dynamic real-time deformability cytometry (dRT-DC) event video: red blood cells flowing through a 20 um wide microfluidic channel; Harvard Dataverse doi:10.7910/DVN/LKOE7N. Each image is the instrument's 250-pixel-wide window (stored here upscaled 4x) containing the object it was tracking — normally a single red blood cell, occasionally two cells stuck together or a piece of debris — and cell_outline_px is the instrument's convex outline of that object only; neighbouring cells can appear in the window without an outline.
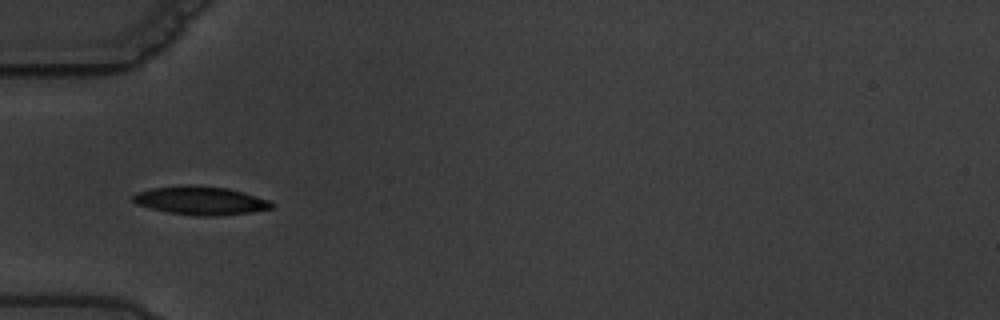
{"species": "common noctule bat (a hibernating species)", "species_latin": "Nyctalus noctula", "temperature_condition": "warm", "stored_images_in_passage": 7, "camera_frame_rate_fps": 3000, "um_per_image_px": 0.085, "animal": {"sex": "male", "body_mass_g": 19.5, "forearm_length_mm": 54.6}, "frame": {"image": 1, "passage_image": 5, "time_ms": 5.333, "image_size_px": [1000, 320], "cell_outline_px": [[276, 208], [248, 212], [216, 216], [200, 216], [168, 212], [136, 204], [132, 200], [132, 196], [136, 192], [152, 188], [188, 184], [192, 184], [228, 188], [244, 192], [272, 200], [276, 204]], "centroid_in_image_um": [17.11, 17.03], "position_along_channel_um": 67.9, "area_um2": 23.24}}